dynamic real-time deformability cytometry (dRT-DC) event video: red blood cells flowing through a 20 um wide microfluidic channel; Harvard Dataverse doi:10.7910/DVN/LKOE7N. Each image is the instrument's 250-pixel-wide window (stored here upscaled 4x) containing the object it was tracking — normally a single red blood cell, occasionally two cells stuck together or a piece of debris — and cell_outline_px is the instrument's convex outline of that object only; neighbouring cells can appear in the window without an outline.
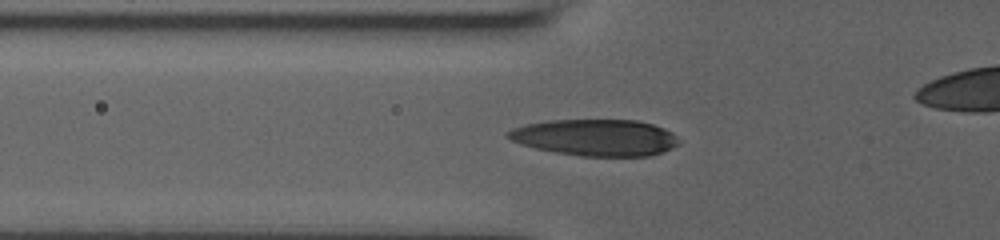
{"species": "human", "species_latin": "Homo sapiens", "temperature_condition": "room temperature", "stored_images_in_passage": 32, "camera_frame_rate_fps": 3000, "um_per_image_px": 0.085, "donor": {"sex": "male"}, "frame": {"image": 1, "passage_image": 2, "time_ms": 0.333, "image_size_px": [1000, 240], "cell_outline_px": [[680, 144], [672, 148], [648, 156], [580, 156], [556, 152], [536, 148], [520, 144], [504, 136], [504, 132], [512, 128], [524, 124], [548, 120], [636, 120], [652, 124], [664, 128], [672, 132], [676, 136]], "centroid_in_image_um": [50.58, 11.68], "position_along_channel_um": 75.2, "area_um2": 36.53}}
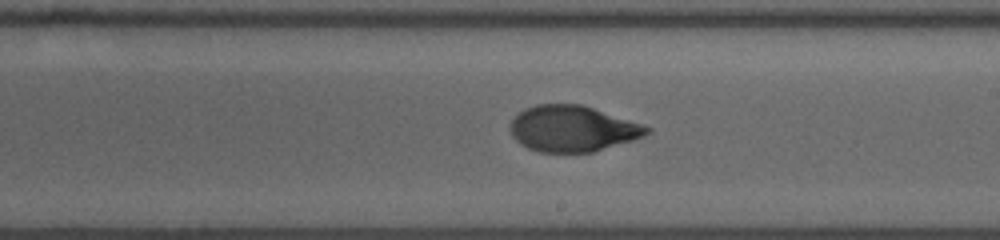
{"frame": {"image": 2, "passage_image": 15, "time_ms": 4.667, "image_size_px": [1000, 240], "cell_outline_px": [[652, 132], [644, 136], [632, 140], [592, 152], [540, 152], [528, 148], [520, 144], [512, 136], [512, 120], [524, 108], [536, 104], [580, 104], [644, 124], [652, 128]], "centroid_in_image_um": [48.7, 10.93], "position_along_channel_um": 240.3, "area_um2": 36.41}}
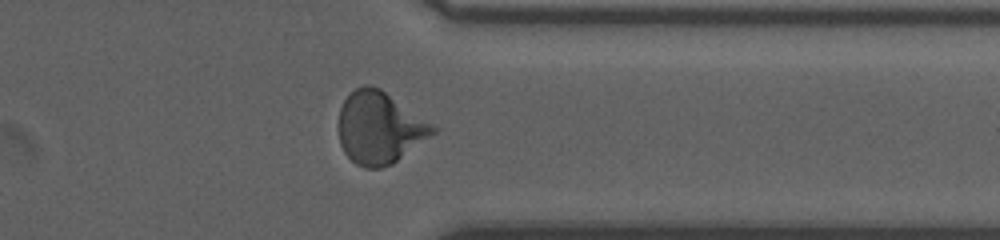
{"frame": {"image": 3, "passage_image": 26, "time_ms": 8.333, "image_size_px": [1000, 240], "cell_outline_px": [[440, 128], [436, 132], [392, 164], [380, 168], [364, 168], [356, 164], [344, 152], [340, 144], [340, 108], [344, 100], [356, 88], [368, 84], [380, 88]], "centroid_in_image_um": [32.29, 10.86], "position_along_channel_um": 379.1, "area_um2": 39.3}}